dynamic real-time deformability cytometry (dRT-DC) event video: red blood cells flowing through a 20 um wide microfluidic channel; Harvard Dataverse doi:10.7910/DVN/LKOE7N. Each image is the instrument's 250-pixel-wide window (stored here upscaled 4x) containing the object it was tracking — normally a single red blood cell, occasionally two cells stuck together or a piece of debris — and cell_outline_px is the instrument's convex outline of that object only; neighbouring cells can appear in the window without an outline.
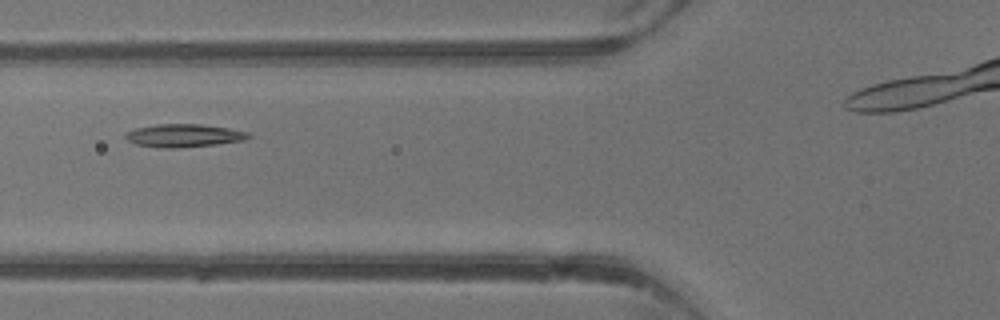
{"species": "common noctule bat (a hibernating species)", "species_latin": "Nyctalus noctula", "temperature_condition": "warm", "stored_images_in_passage": 4, "segment_of_instrument_passage": [1, 2], "camera_frame_rate_fps": 3000, "um_per_image_px": 0.085, "animal": {"sex": "male", "body_mass_g": 13.3}, "frame": {"image": 1, "passage_image": 3, "time_ms": 2.333, "image_size_px": [1000, 320], "cell_outline_px": [[252, 136], [244, 140], [216, 144], [172, 148], [164, 148], [136, 144], [128, 140], [124, 136], [124, 132], [136, 128], [156, 124], [200, 124], [228, 128], [248, 132]], "centroid_in_image_um": [15.6, 11.51], "position_along_channel_um": 110.2, "area_um2": 16.36}}